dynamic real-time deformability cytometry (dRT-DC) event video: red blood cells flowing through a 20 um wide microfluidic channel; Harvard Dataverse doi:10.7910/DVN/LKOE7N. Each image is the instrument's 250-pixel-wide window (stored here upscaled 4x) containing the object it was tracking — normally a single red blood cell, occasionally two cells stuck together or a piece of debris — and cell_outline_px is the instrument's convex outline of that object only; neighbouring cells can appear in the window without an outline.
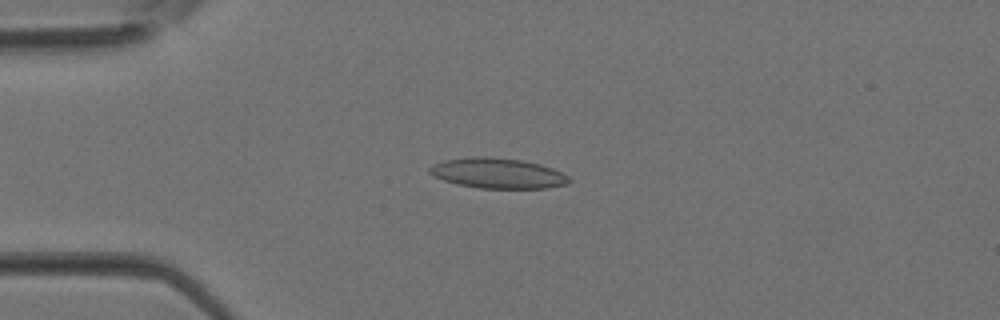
{"species": "Egyptian fruit bat (a non-hibernating species)", "species_latin": "Rousettus aegyptiacus", "temperature_condition": "room temperature", "stored_images_in_passage": 3, "camera_frame_rate_fps": 3000, "um_per_image_px": 0.085, "animal": {"sex": "female"}, "frame": {"image": 1, "passage_image": 3, "time_ms": 0.667, "image_size_px": [1000, 320], "cell_outline_px": [[572, 180], [564, 184], [548, 188], [480, 188], [456, 184], [432, 176], [428, 172], [428, 168], [432, 164], [444, 160], [476, 156], [488, 156], [520, 160], [540, 164], [552, 168], [568, 176]], "centroid_in_image_um": [42.26, 14.72], "position_along_channel_um": 42.7, "area_um2": 24.62}}